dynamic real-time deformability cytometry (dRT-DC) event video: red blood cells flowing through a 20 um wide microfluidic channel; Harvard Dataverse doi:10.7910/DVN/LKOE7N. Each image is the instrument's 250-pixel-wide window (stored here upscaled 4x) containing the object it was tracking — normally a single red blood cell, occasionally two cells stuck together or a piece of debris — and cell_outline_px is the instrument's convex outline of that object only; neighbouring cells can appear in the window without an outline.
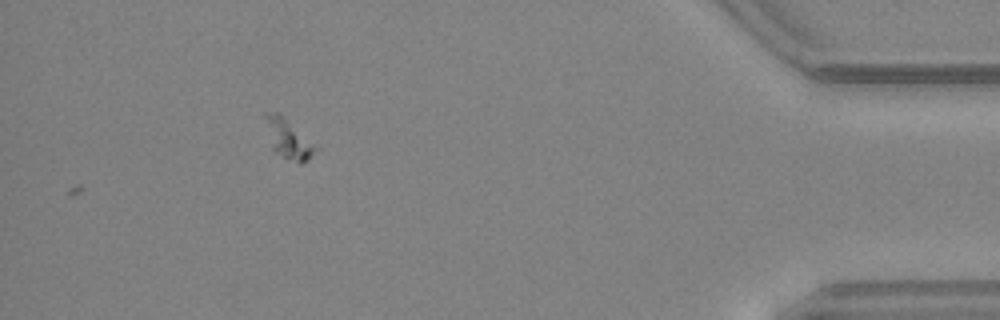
{"species": "common noctule bat (a hibernating species)", "species_latin": "Nyctalus noctula", "temperature_condition": "warm", "stored_images_in_passage": 33, "camera_frame_rate_fps": 3000, "um_per_image_px": 0.085, "animal": {"sex": "female", "body_mass_g": 24.6, "forearm_length_mm": 56.2}, "frame": {"image": 1, "passage_image": 33, "time_ms": 10.667, "image_size_px": [1000, 320], "cell_outline_px": [[312, 152], [308, 160], [300, 164], [276, 152], [272, 148], [264, 116], [264, 112], [280, 112], [312, 148]], "centroid_in_image_um": [24.36, 11.76], "position_along_channel_um": 410.8, "area_um2": 10.23}}